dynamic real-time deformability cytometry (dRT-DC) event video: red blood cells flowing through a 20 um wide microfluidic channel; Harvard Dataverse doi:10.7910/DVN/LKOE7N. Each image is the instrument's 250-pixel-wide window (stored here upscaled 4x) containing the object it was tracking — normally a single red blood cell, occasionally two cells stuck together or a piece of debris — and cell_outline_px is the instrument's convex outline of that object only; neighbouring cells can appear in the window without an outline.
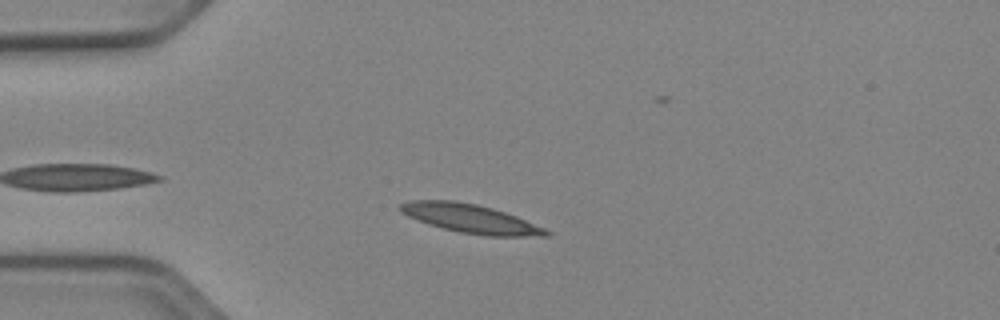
{"species": "Egyptian fruit bat (a non-hibernating species)", "species_latin": "Rousettus aegyptiacus", "temperature_condition": "cold", "stored_images_in_passage": 40, "camera_frame_rate_fps": 3000, "um_per_image_px": 0.085, "animal": {"sex": "female"}, "frame": {"image": 1, "passage_image": 5, "time_ms": 1.333, "image_size_px": [1000, 320], "cell_outline_px": [[552, 236], [488, 236], [460, 232], [428, 224], [408, 216], [400, 212], [396, 208], [400, 204], [412, 200], [456, 200], [476, 204], [492, 208], [516, 216], [544, 228], [552, 232]], "centroid_in_image_um": [39.98, 18.57], "position_along_channel_um": 45.0, "area_um2": 24.39}}
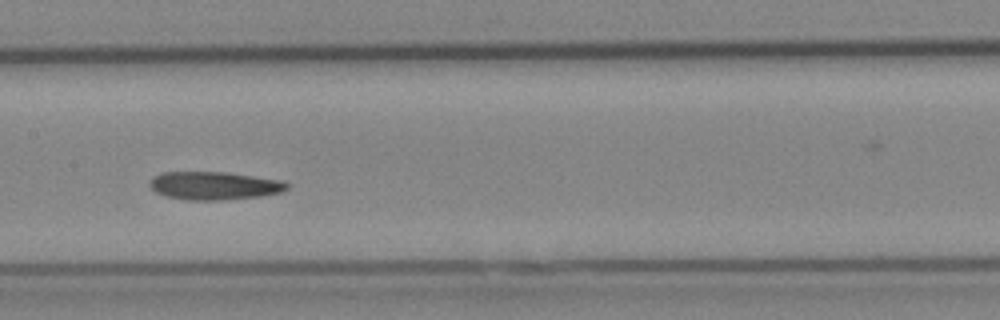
{"frame": {"image": 2, "passage_image": 18, "time_ms": 5.667, "image_size_px": [1000, 320], "cell_outline_px": [[288, 188], [280, 192], [260, 196], [224, 200], [188, 200], [164, 196], [156, 192], [148, 184], [156, 176], [164, 172], [224, 172], [280, 180], [288, 184]], "centroid_in_image_um": [18.19, 15.79], "position_along_channel_um": 189.2, "area_um2": 22.2}}
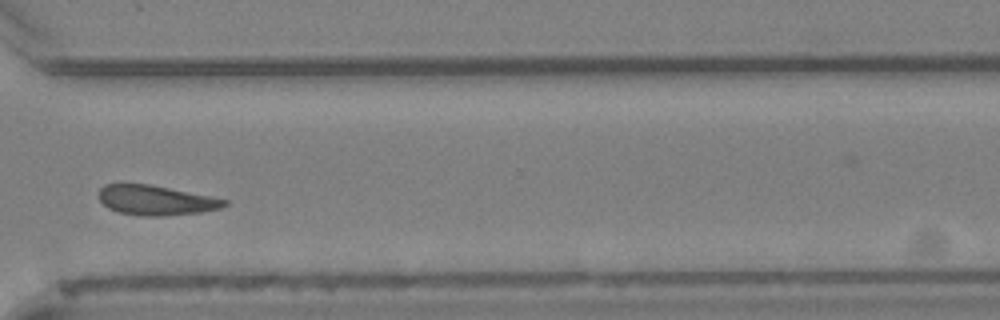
{"frame": {"image": 3, "passage_image": 31, "time_ms": 10.0, "image_size_px": [1000, 320], "cell_outline_px": [[228, 204], [220, 208], [204, 212], [164, 216], [144, 216], [120, 212], [108, 208], [100, 200], [100, 188], [104, 184], [120, 180], [124, 180], [148, 184], [228, 200]], "centroid_in_image_um": [13.18, 16.98], "position_along_channel_um": 357.4, "area_um2": 22.2}}